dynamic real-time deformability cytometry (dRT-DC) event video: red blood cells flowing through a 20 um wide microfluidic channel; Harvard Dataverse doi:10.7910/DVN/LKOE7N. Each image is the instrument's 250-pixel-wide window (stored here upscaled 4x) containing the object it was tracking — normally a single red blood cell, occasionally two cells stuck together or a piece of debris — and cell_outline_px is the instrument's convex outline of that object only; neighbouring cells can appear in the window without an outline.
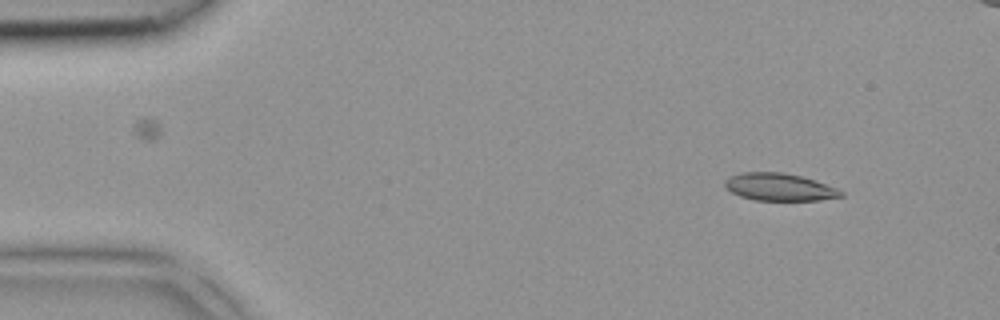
{"species": "common noctule bat (a hibernating species)", "species_latin": "Nyctalus noctula", "temperature_condition": "room temperature", "stored_images_in_passage": 2, "camera_frame_rate_fps": 3000, "um_per_image_px": 0.085, "animal": {"sex": "female", "body_mass_g": 18.4}, "frame": {"image": 1, "passage_image": 1, "time_ms": 0.0, "image_size_px": [1000, 320], "cell_outline_px": [[844, 196], [820, 200], [756, 200], [740, 196], [732, 192], [724, 184], [724, 180], [728, 176], [740, 172], [784, 172], [800, 176], [836, 188], [844, 192]], "centroid_in_image_um": [66.21, 15.89], "position_along_channel_um": 18.8, "area_um2": 18.44}}